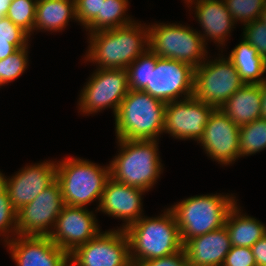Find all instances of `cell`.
Segmentation results:
<instances>
[{
  "label": "cell",
  "mask_w": 266,
  "mask_h": 266,
  "mask_svg": "<svg viewBox=\"0 0 266 266\" xmlns=\"http://www.w3.org/2000/svg\"><path fill=\"white\" fill-rule=\"evenodd\" d=\"M145 192V190L114 181L110 177L106 181L95 212L101 211L108 216L121 219L125 223H122L119 229L124 230L144 216L142 195Z\"/></svg>",
  "instance_id": "obj_18"
},
{
  "label": "cell",
  "mask_w": 266,
  "mask_h": 266,
  "mask_svg": "<svg viewBox=\"0 0 266 266\" xmlns=\"http://www.w3.org/2000/svg\"><path fill=\"white\" fill-rule=\"evenodd\" d=\"M239 128L220 109H215L198 144L213 161L221 166L231 165L240 158Z\"/></svg>",
  "instance_id": "obj_15"
},
{
  "label": "cell",
  "mask_w": 266,
  "mask_h": 266,
  "mask_svg": "<svg viewBox=\"0 0 266 266\" xmlns=\"http://www.w3.org/2000/svg\"><path fill=\"white\" fill-rule=\"evenodd\" d=\"M7 177L0 171V195L6 192Z\"/></svg>",
  "instance_id": "obj_41"
},
{
  "label": "cell",
  "mask_w": 266,
  "mask_h": 266,
  "mask_svg": "<svg viewBox=\"0 0 266 266\" xmlns=\"http://www.w3.org/2000/svg\"><path fill=\"white\" fill-rule=\"evenodd\" d=\"M251 250L256 266H266V234L251 247Z\"/></svg>",
  "instance_id": "obj_38"
},
{
  "label": "cell",
  "mask_w": 266,
  "mask_h": 266,
  "mask_svg": "<svg viewBox=\"0 0 266 266\" xmlns=\"http://www.w3.org/2000/svg\"><path fill=\"white\" fill-rule=\"evenodd\" d=\"M116 143L119 151L109 162L110 177L146 192L154 188L163 173L159 140L117 139Z\"/></svg>",
  "instance_id": "obj_3"
},
{
  "label": "cell",
  "mask_w": 266,
  "mask_h": 266,
  "mask_svg": "<svg viewBox=\"0 0 266 266\" xmlns=\"http://www.w3.org/2000/svg\"><path fill=\"white\" fill-rule=\"evenodd\" d=\"M88 37L83 59L99 69H126L149 48L148 25L141 21L88 33Z\"/></svg>",
  "instance_id": "obj_1"
},
{
  "label": "cell",
  "mask_w": 266,
  "mask_h": 266,
  "mask_svg": "<svg viewBox=\"0 0 266 266\" xmlns=\"http://www.w3.org/2000/svg\"><path fill=\"white\" fill-rule=\"evenodd\" d=\"M222 266H256L251 247L232 246Z\"/></svg>",
  "instance_id": "obj_34"
},
{
  "label": "cell",
  "mask_w": 266,
  "mask_h": 266,
  "mask_svg": "<svg viewBox=\"0 0 266 266\" xmlns=\"http://www.w3.org/2000/svg\"><path fill=\"white\" fill-rule=\"evenodd\" d=\"M260 20H261L264 24H266V6H265L263 12L261 13Z\"/></svg>",
  "instance_id": "obj_42"
},
{
  "label": "cell",
  "mask_w": 266,
  "mask_h": 266,
  "mask_svg": "<svg viewBox=\"0 0 266 266\" xmlns=\"http://www.w3.org/2000/svg\"><path fill=\"white\" fill-rule=\"evenodd\" d=\"M243 39V40H242ZM227 56L245 84H261L266 80V60L244 38Z\"/></svg>",
  "instance_id": "obj_24"
},
{
  "label": "cell",
  "mask_w": 266,
  "mask_h": 266,
  "mask_svg": "<svg viewBox=\"0 0 266 266\" xmlns=\"http://www.w3.org/2000/svg\"><path fill=\"white\" fill-rule=\"evenodd\" d=\"M16 266H70L69 254L48 236H20L5 243Z\"/></svg>",
  "instance_id": "obj_17"
},
{
  "label": "cell",
  "mask_w": 266,
  "mask_h": 266,
  "mask_svg": "<svg viewBox=\"0 0 266 266\" xmlns=\"http://www.w3.org/2000/svg\"><path fill=\"white\" fill-rule=\"evenodd\" d=\"M260 84H244L219 108L237 126L261 118Z\"/></svg>",
  "instance_id": "obj_21"
},
{
  "label": "cell",
  "mask_w": 266,
  "mask_h": 266,
  "mask_svg": "<svg viewBox=\"0 0 266 266\" xmlns=\"http://www.w3.org/2000/svg\"><path fill=\"white\" fill-rule=\"evenodd\" d=\"M75 20V0H37L34 32H62L69 21Z\"/></svg>",
  "instance_id": "obj_22"
},
{
  "label": "cell",
  "mask_w": 266,
  "mask_h": 266,
  "mask_svg": "<svg viewBox=\"0 0 266 266\" xmlns=\"http://www.w3.org/2000/svg\"><path fill=\"white\" fill-rule=\"evenodd\" d=\"M243 38L266 60V24L260 19L243 26Z\"/></svg>",
  "instance_id": "obj_32"
},
{
  "label": "cell",
  "mask_w": 266,
  "mask_h": 266,
  "mask_svg": "<svg viewBox=\"0 0 266 266\" xmlns=\"http://www.w3.org/2000/svg\"><path fill=\"white\" fill-rule=\"evenodd\" d=\"M166 103L146 92L129 89L115 115L116 139L159 140Z\"/></svg>",
  "instance_id": "obj_4"
},
{
  "label": "cell",
  "mask_w": 266,
  "mask_h": 266,
  "mask_svg": "<svg viewBox=\"0 0 266 266\" xmlns=\"http://www.w3.org/2000/svg\"><path fill=\"white\" fill-rule=\"evenodd\" d=\"M0 36L30 37L21 27L15 25L8 17H0Z\"/></svg>",
  "instance_id": "obj_37"
},
{
  "label": "cell",
  "mask_w": 266,
  "mask_h": 266,
  "mask_svg": "<svg viewBox=\"0 0 266 266\" xmlns=\"http://www.w3.org/2000/svg\"><path fill=\"white\" fill-rule=\"evenodd\" d=\"M70 266H133L124 230L100 231L69 254Z\"/></svg>",
  "instance_id": "obj_10"
},
{
  "label": "cell",
  "mask_w": 266,
  "mask_h": 266,
  "mask_svg": "<svg viewBox=\"0 0 266 266\" xmlns=\"http://www.w3.org/2000/svg\"><path fill=\"white\" fill-rule=\"evenodd\" d=\"M216 108L195 97L166 103L163 133L179 140L199 142Z\"/></svg>",
  "instance_id": "obj_13"
},
{
  "label": "cell",
  "mask_w": 266,
  "mask_h": 266,
  "mask_svg": "<svg viewBox=\"0 0 266 266\" xmlns=\"http://www.w3.org/2000/svg\"><path fill=\"white\" fill-rule=\"evenodd\" d=\"M232 247L226 226L189 239L183 248L189 266H222Z\"/></svg>",
  "instance_id": "obj_20"
},
{
  "label": "cell",
  "mask_w": 266,
  "mask_h": 266,
  "mask_svg": "<svg viewBox=\"0 0 266 266\" xmlns=\"http://www.w3.org/2000/svg\"><path fill=\"white\" fill-rule=\"evenodd\" d=\"M17 235V211L13 208L7 192L0 195V237L6 243Z\"/></svg>",
  "instance_id": "obj_31"
},
{
  "label": "cell",
  "mask_w": 266,
  "mask_h": 266,
  "mask_svg": "<svg viewBox=\"0 0 266 266\" xmlns=\"http://www.w3.org/2000/svg\"><path fill=\"white\" fill-rule=\"evenodd\" d=\"M237 204L228 212L225 221L231 244L238 247H252L266 234V226L257 218L242 213Z\"/></svg>",
  "instance_id": "obj_23"
},
{
  "label": "cell",
  "mask_w": 266,
  "mask_h": 266,
  "mask_svg": "<svg viewBox=\"0 0 266 266\" xmlns=\"http://www.w3.org/2000/svg\"><path fill=\"white\" fill-rule=\"evenodd\" d=\"M193 82V67L174 59L159 57L156 66H151L150 84L143 92L169 103L192 97Z\"/></svg>",
  "instance_id": "obj_12"
},
{
  "label": "cell",
  "mask_w": 266,
  "mask_h": 266,
  "mask_svg": "<svg viewBox=\"0 0 266 266\" xmlns=\"http://www.w3.org/2000/svg\"><path fill=\"white\" fill-rule=\"evenodd\" d=\"M88 79L77 101L80 113L89 116L112 108L115 117L129 91L126 69L97 68Z\"/></svg>",
  "instance_id": "obj_9"
},
{
  "label": "cell",
  "mask_w": 266,
  "mask_h": 266,
  "mask_svg": "<svg viewBox=\"0 0 266 266\" xmlns=\"http://www.w3.org/2000/svg\"><path fill=\"white\" fill-rule=\"evenodd\" d=\"M128 0H102L101 14L85 28L86 32H98L129 25L135 20L128 16Z\"/></svg>",
  "instance_id": "obj_25"
},
{
  "label": "cell",
  "mask_w": 266,
  "mask_h": 266,
  "mask_svg": "<svg viewBox=\"0 0 266 266\" xmlns=\"http://www.w3.org/2000/svg\"><path fill=\"white\" fill-rule=\"evenodd\" d=\"M221 55V56H219ZM208 59L194 69L193 97L219 109L245 83L224 55Z\"/></svg>",
  "instance_id": "obj_8"
},
{
  "label": "cell",
  "mask_w": 266,
  "mask_h": 266,
  "mask_svg": "<svg viewBox=\"0 0 266 266\" xmlns=\"http://www.w3.org/2000/svg\"><path fill=\"white\" fill-rule=\"evenodd\" d=\"M10 3L11 0H0V17L6 16Z\"/></svg>",
  "instance_id": "obj_40"
},
{
  "label": "cell",
  "mask_w": 266,
  "mask_h": 266,
  "mask_svg": "<svg viewBox=\"0 0 266 266\" xmlns=\"http://www.w3.org/2000/svg\"><path fill=\"white\" fill-rule=\"evenodd\" d=\"M94 211L64 205L48 237L68 254L93 239L101 230Z\"/></svg>",
  "instance_id": "obj_14"
},
{
  "label": "cell",
  "mask_w": 266,
  "mask_h": 266,
  "mask_svg": "<svg viewBox=\"0 0 266 266\" xmlns=\"http://www.w3.org/2000/svg\"><path fill=\"white\" fill-rule=\"evenodd\" d=\"M261 89V118L266 119V80L260 84Z\"/></svg>",
  "instance_id": "obj_39"
},
{
  "label": "cell",
  "mask_w": 266,
  "mask_h": 266,
  "mask_svg": "<svg viewBox=\"0 0 266 266\" xmlns=\"http://www.w3.org/2000/svg\"><path fill=\"white\" fill-rule=\"evenodd\" d=\"M185 3L190 8H194L199 26L203 33L198 30L202 36L205 45L211 40L218 44L220 50L226 45L236 22L233 20L230 12L226 9L223 0H186ZM191 6L194 5V6ZM207 41V42H206Z\"/></svg>",
  "instance_id": "obj_19"
},
{
  "label": "cell",
  "mask_w": 266,
  "mask_h": 266,
  "mask_svg": "<svg viewBox=\"0 0 266 266\" xmlns=\"http://www.w3.org/2000/svg\"><path fill=\"white\" fill-rule=\"evenodd\" d=\"M109 178V164L100 166L73 156L57 161L56 180L61 187L64 205L86 207L97 201L99 206Z\"/></svg>",
  "instance_id": "obj_6"
},
{
  "label": "cell",
  "mask_w": 266,
  "mask_h": 266,
  "mask_svg": "<svg viewBox=\"0 0 266 266\" xmlns=\"http://www.w3.org/2000/svg\"><path fill=\"white\" fill-rule=\"evenodd\" d=\"M30 37H3L0 36V60L15 53L18 49L30 45Z\"/></svg>",
  "instance_id": "obj_36"
},
{
  "label": "cell",
  "mask_w": 266,
  "mask_h": 266,
  "mask_svg": "<svg viewBox=\"0 0 266 266\" xmlns=\"http://www.w3.org/2000/svg\"><path fill=\"white\" fill-rule=\"evenodd\" d=\"M237 203L233 194L195 195L169 208L176 219L183 245L191 238L225 225L228 212Z\"/></svg>",
  "instance_id": "obj_5"
},
{
  "label": "cell",
  "mask_w": 266,
  "mask_h": 266,
  "mask_svg": "<svg viewBox=\"0 0 266 266\" xmlns=\"http://www.w3.org/2000/svg\"><path fill=\"white\" fill-rule=\"evenodd\" d=\"M149 49L158 57L186 63L194 69L207 58L208 50L198 30L177 23L148 25Z\"/></svg>",
  "instance_id": "obj_7"
},
{
  "label": "cell",
  "mask_w": 266,
  "mask_h": 266,
  "mask_svg": "<svg viewBox=\"0 0 266 266\" xmlns=\"http://www.w3.org/2000/svg\"><path fill=\"white\" fill-rule=\"evenodd\" d=\"M64 207L57 180L17 211V235L48 236Z\"/></svg>",
  "instance_id": "obj_11"
},
{
  "label": "cell",
  "mask_w": 266,
  "mask_h": 266,
  "mask_svg": "<svg viewBox=\"0 0 266 266\" xmlns=\"http://www.w3.org/2000/svg\"><path fill=\"white\" fill-rule=\"evenodd\" d=\"M266 149V119L259 118L239 128L240 158Z\"/></svg>",
  "instance_id": "obj_26"
},
{
  "label": "cell",
  "mask_w": 266,
  "mask_h": 266,
  "mask_svg": "<svg viewBox=\"0 0 266 266\" xmlns=\"http://www.w3.org/2000/svg\"><path fill=\"white\" fill-rule=\"evenodd\" d=\"M57 162L46 160L26 165L7 178L6 192L13 208L18 211L32 202L56 180Z\"/></svg>",
  "instance_id": "obj_16"
},
{
  "label": "cell",
  "mask_w": 266,
  "mask_h": 266,
  "mask_svg": "<svg viewBox=\"0 0 266 266\" xmlns=\"http://www.w3.org/2000/svg\"><path fill=\"white\" fill-rule=\"evenodd\" d=\"M158 58L148 48L126 68L129 89L143 91L150 84L151 66H156Z\"/></svg>",
  "instance_id": "obj_27"
},
{
  "label": "cell",
  "mask_w": 266,
  "mask_h": 266,
  "mask_svg": "<svg viewBox=\"0 0 266 266\" xmlns=\"http://www.w3.org/2000/svg\"><path fill=\"white\" fill-rule=\"evenodd\" d=\"M37 0H11L6 17L30 36L34 33Z\"/></svg>",
  "instance_id": "obj_29"
},
{
  "label": "cell",
  "mask_w": 266,
  "mask_h": 266,
  "mask_svg": "<svg viewBox=\"0 0 266 266\" xmlns=\"http://www.w3.org/2000/svg\"><path fill=\"white\" fill-rule=\"evenodd\" d=\"M124 231L129 240L133 266L183 249L179 228L169 207L157 217L142 216Z\"/></svg>",
  "instance_id": "obj_2"
},
{
  "label": "cell",
  "mask_w": 266,
  "mask_h": 266,
  "mask_svg": "<svg viewBox=\"0 0 266 266\" xmlns=\"http://www.w3.org/2000/svg\"><path fill=\"white\" fill-rule=\"evenodd\" d=\"M137 266H189L188 259L184 248L168 256L154 258L139 263Z\"/></svg>",
  "instance_id": "obj_35"
},
{
  "label": "cell",
  "mask_w": 266,
  "mask_h": 266,
  "mask_svg": "<svg viewBox=\"0 0 266 266\" xmlns=\"http://www.w3.org/2000/svg\"><path fill=\"white\" fill-rule=\"evenodd\" d=\"M28 48L30 47L18 49L15 53L0 60V87L14 82L25 72L29 65Z\"/></svg>",
  "instance_id": "obj_30"
},
{
  "label": "cell",
  "mask_w": 266,
  "mask_h": 266,
  "mask_svg": "<svg viewBox=\"0 0 266 266\" xmlns=\"http://www.w3.org/2000/svg\"><path fill=\"white\" fill-rule=\"evenodd\" d=\"M233 20L243 24L260 19L266 6V0H223Z\"/></svg>",
  "instance_id": "obj_28"
},
{
  "label": "cell",
  "mask_w": 266,
  "mask_h": 266,
  "mask_svg": "<svg viewBox=\"0 0 266 266\" xmlns=\"http://www.w3.org/2000/svg\"><path fill=\"white\" fill-rule=\"evenodd\" d=\"M102 0H75L77 22L86 28L101 14Z\"/></svg>",
  "instance_id": "obj_33"
}]
</instances>
